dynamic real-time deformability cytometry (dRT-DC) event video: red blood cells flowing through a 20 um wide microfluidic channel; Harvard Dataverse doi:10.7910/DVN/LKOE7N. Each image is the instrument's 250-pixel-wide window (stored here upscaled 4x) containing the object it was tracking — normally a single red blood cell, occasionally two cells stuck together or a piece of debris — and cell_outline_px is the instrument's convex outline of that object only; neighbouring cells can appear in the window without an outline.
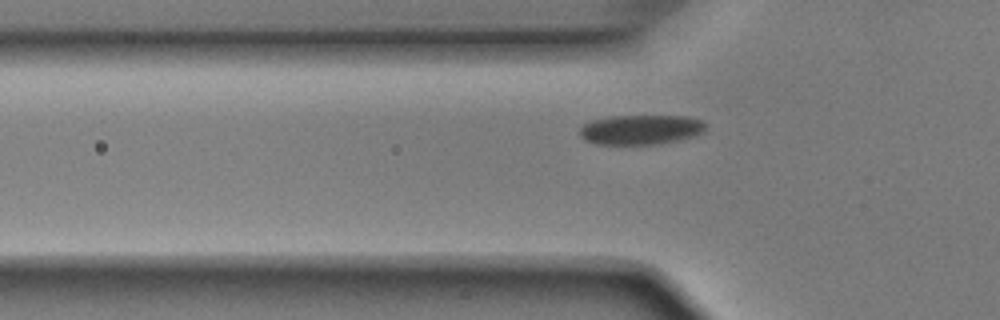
{"species": "Egyptian fruit bat (a non-hibernating species)", "species_latin": "Rousettus aegyptiacus", "temperature_condition": "room temperature", "stored_images_in_passage": 12, "camera_frame_rate_fps": 3000, "um_per_image_px": 0.085, "animal": {"sex": "male"}, "frame": {"image": 1, "passage_image": 8, "time_ms": 2.333, "image_size_px": [1000, 320], "cell_outline_px": [[704, 132], [680, 140], [660, 144], [596, 144], [584, 140], [580, 136], [580, 128], [584, 124], [592, 120], [612, 116], [688, 116], [700, 120], [704, 124]], "centroid_in_image_um": [54.44, 11.02], "position_along_channel_um": 71.4, "area_um2": 21.79}}